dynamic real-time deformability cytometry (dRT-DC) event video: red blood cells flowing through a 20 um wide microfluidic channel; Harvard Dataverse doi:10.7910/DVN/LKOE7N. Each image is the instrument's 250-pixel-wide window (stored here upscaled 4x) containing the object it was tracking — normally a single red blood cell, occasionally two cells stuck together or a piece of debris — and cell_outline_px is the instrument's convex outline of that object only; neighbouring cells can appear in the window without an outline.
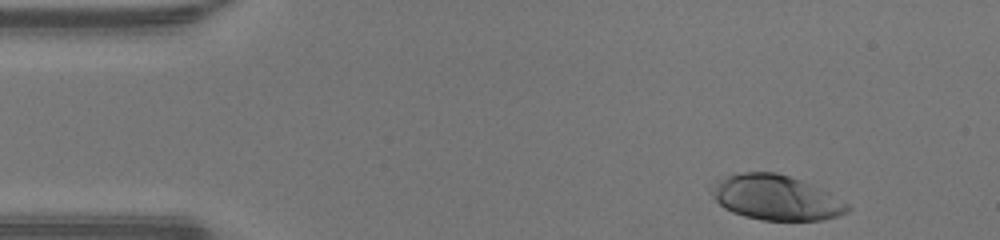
{"species": "human", "species_latin": "Homo sapiens", "temperature_condition": "warm", "stored_images_in_passage": 32, "camera_frame_rate_fps": 3000, "um_per_image_px": 0.085, "donor": {"sex": "male"}, "frame": {"image": 1, "passage_image": 1, "time_ms": 0.0, "image_size_px": [1000, 240], "cell_outline_px": [[852, 208], [848, 212], [824, 220], [760, 220], [744, 216], [732, 212], [724, 208], [708, 192], [708, 184], [736, 172], [776, 172], [800, 180], [820, 188], [828, 192], [848, 204]], "centroid_in_image_um": [65.89, 16.79], "position_along_channel_um": 19.1, "area_um2": 35.89}}
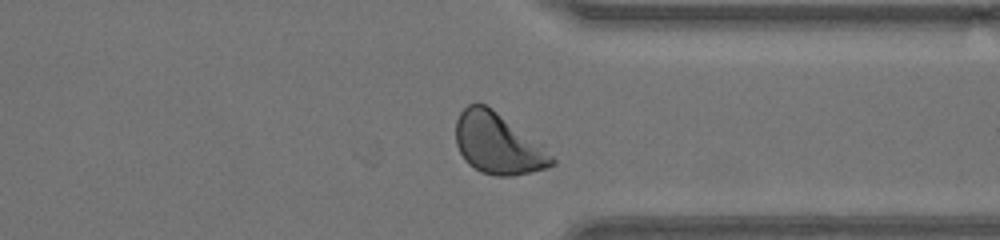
{"frame": {"image": 2, "passage_image": 32, "time_ms": 10.333, "image_size_px": [1000, 240], "cell_outline_px": [[556, 164], [548, 168], [512, 176], [496, 176], [480, 172], [468, 164], [464, 160], [456, 144], [456, 120], [460, 112], [468, 104], [484, 104], [492, 108], [544, 144], [556, 160]], "centroid_in_image_um": [42.36, 12.22], "position_along_channel_um": 369.0, "area_um2": 34.56}}